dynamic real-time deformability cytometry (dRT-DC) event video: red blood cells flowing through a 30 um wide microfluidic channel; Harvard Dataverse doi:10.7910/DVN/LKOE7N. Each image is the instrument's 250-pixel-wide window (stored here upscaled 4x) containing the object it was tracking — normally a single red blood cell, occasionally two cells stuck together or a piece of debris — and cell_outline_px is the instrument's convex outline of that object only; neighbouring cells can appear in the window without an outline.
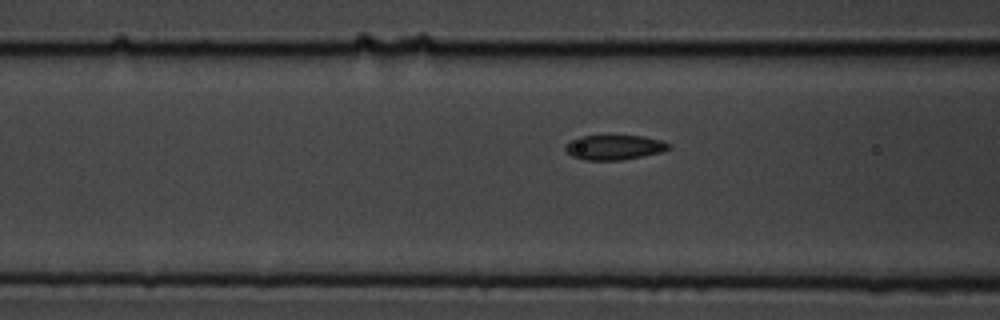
{"species": "common noctule bat (a hibernating species)", "species_latin": "Nyctalus noctula", "temperature_condition": "cold", "stored_images_in_passage": 19, "camera_frame_rate_fps": 3000, "um_per_image_px": 0.085, "animal": {"sex": "male", "body_mass_g": 19.5, "forearm_length_mm": 54.6}, "frame": {"image": 1, "passage_image": 16, "time_ms": 5.0, "image_size_px": [1000, 320], "cell_outline_px": [[672, 148], [660, 152], [620, 160], [584, 160], [572, 156], [564, 148], [564, 144], [568, 140], [580, 136], [644, 136], [660, 140], [672, 144]], "centroid_in_image_um": [52.18, 12.51], "position_along_channel_um": 114.4, "area_um2": 14.97}}